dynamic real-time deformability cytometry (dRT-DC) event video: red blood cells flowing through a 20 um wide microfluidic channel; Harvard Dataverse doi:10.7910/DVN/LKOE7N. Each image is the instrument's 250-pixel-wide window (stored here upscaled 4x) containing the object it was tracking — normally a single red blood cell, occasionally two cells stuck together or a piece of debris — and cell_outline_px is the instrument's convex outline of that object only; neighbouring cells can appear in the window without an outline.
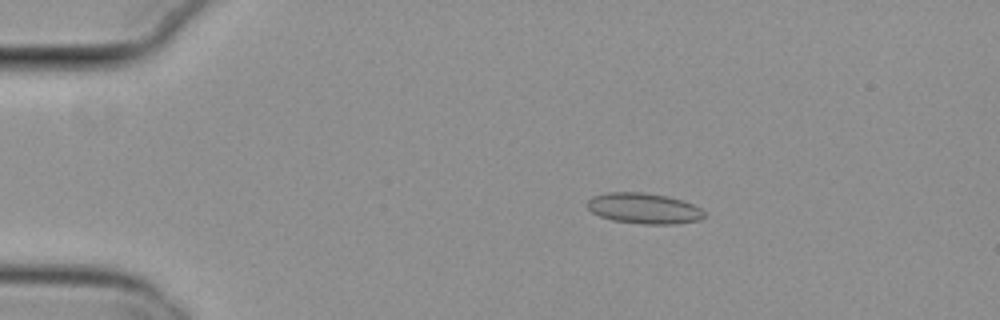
{"species": "common noctule bat (a hibernating species)", "species_latin": "Nyctalus noctula", "temperature_condition": "cold", "stored_images_in_passage": 55, "camera_frame_rate_fps": 3000, "um_per_image_px": 0.085, "animal": {"sex": "female", "body_mass_g": 29.2, "forearm_length_mm": 56.3}, "frame": {"image": 1, "passage_image": 11, "time_ms": 3.333, "image_size_px": [1000, 320], "cell_outline_px": [[704, 216], [700, 220], [676, 224], [640, 224], [612, 220], [600, 216], [592, 212], [588, 208], [588, 200], [592, 196], [608, 192], [640, 192], [668, 196], [692, 204], [700, 208], [704, 212]], "centroid_in_image_um": [54.72, 17.72], "position_along_channel_um": 30.3, "area_um2": 20.87}}
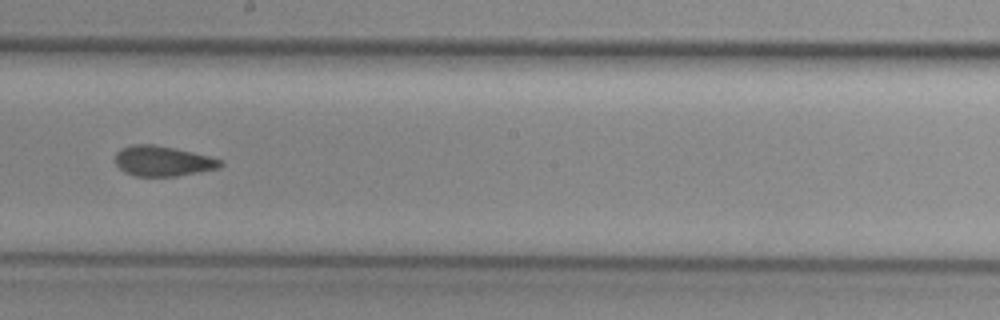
{"frame": {"image": 2, "passage_image": 32, "time_ms": 10.333, "image_size_px": [1000, 320], "cell_outline_px": [[224, 164], [220, 168], [176, 176], [136, 176], [124, 172], [116, 164], [116, 152], [120, 148], [132, 144], [152, 144], [192, 152], [208, 156], [220, 160]], "centroid_in_image_um": [13.81, 13.69], "position_along_channel_um": 234.4, "area_um2": 18.38}}
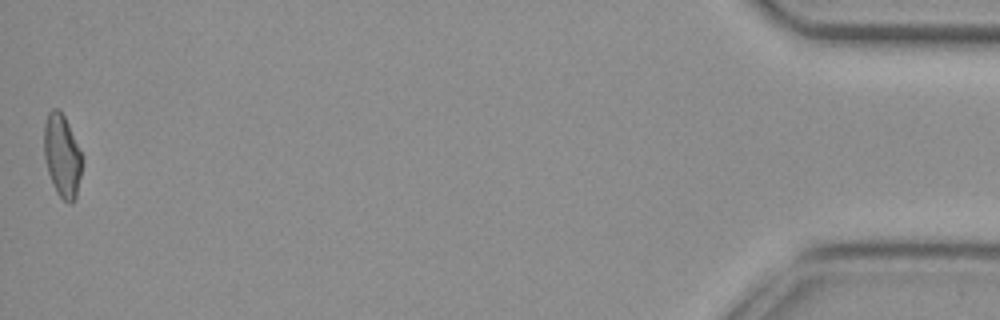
{"frame": {"image": 3, "passage_image": 55, "time_ms": 18.0, "image_size_px": [1000, 320], "cell_outline_px": [[84, 160], [76, 196], [72, 204], [68, 204], [56, 192], [52, 184], [48, 172], [44, 156], [44, 124], [48, 112], [52, 108], [56, 108], [64, 116], [68, 124]], "centroid_in_image_um": [5.28, 13.27], "position_along_channel_um": 429.9, "area_um2": 18.38}, "authors_computed_cell_mechanics": {"area_um2": 19.0162, "velocity_mm_per_s": 3.8016, "shape_relaxation_time_tau1_ms": null, "shape_relaxation_time_tau2_ms": 2.8698, "deformation_change_tau1": null, "deformation_change_tau2": 0.0817}}